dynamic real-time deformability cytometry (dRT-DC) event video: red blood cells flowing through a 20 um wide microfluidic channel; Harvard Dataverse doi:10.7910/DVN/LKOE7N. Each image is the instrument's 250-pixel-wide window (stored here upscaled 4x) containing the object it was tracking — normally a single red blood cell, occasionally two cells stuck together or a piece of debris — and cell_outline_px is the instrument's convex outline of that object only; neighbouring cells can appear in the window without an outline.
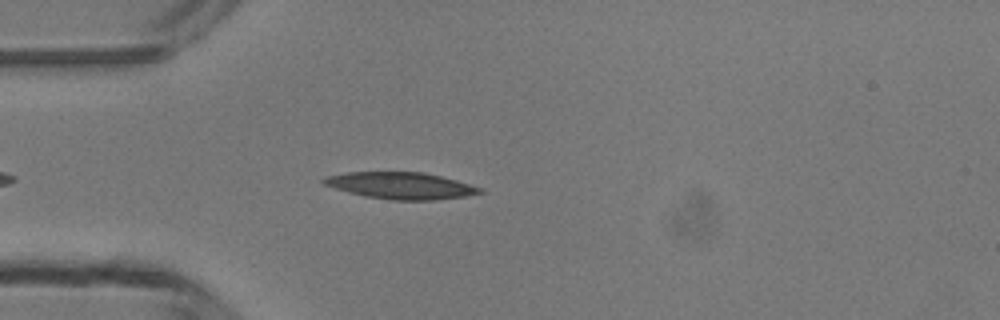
{"species": "common noctule bat (a hibernating species)", "species_latin": "Nyctalus noctula", "temperature_condition": "room temperature", "stored_images_in_passage": 32, "camera_frame_rate_fps": 3000, "um_per_image_px": 0.085, "animal": {"sex": "male", "body_mass_g": 13.3}, "frame": {"image": 1, "passage_image": 1, "time_ms": 0.0, "image_size_px": [1000, 320], "cell_outline_px": [[484, 192], [464, 196], [432, 200], [392, 200], [364, 196], [348, 192], [324, 184], [320, 180], [324, 176], [348, 172], [424, 172], [456, 180], [480, 188]], "centroid_in_image_um": [34.01, 15.77], "position_along_channel_um": 51.0, "area_um2": 24.1}}
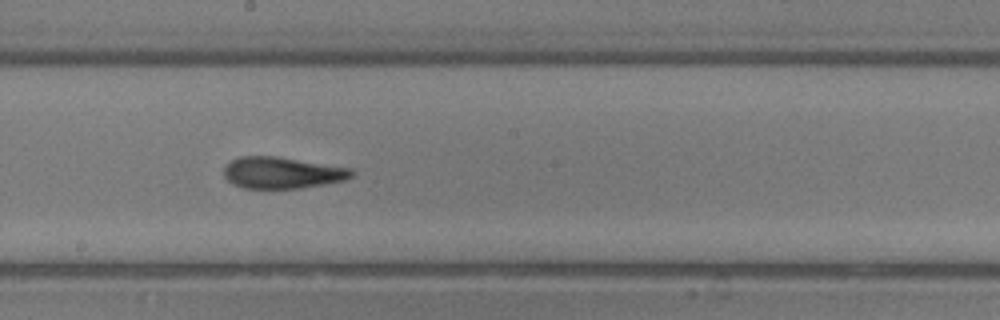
{"frame": {"image": 2, "passage_image": 14, "time_ms": 4.333, "image_size_px": [1000, 320], "cell_outline_px": [[356, 172], [352, 176], [344, 180], [324, 184], [300, 188], [244, 188], [232, 184], [224, 176], [224, 168], [232, 160], [240, 156], [276, 156], [352, 168]], "centroid_in_image_um": [23.99, 14.68], "position_along_channel_um": 224.2, "area_um2": 23.41}}
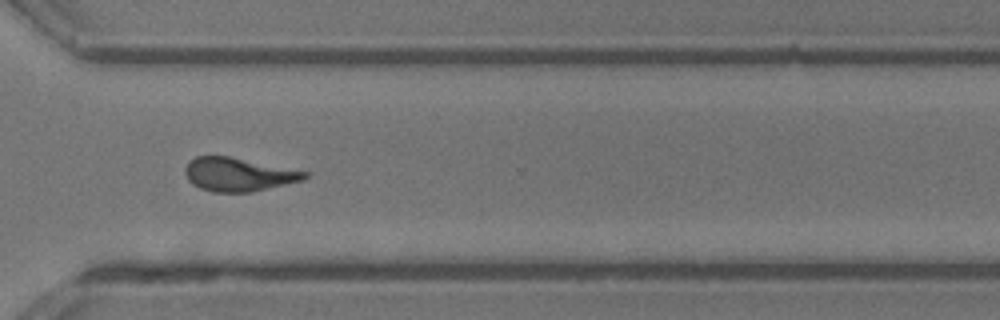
{"frame": {"image": 3, "passage_image": 23, "time_ms": 7.333, "image_size_px": [1000, 320], "cell_outline_px": [[308, 176], [304, 180], [252, 192], [212, 192], [200, 188], [192, 184], [188, 180], [184, 172], [184, 168], [196, 156], [228, 156], [308, 172]], "centroid_in_image_um": [20.25, 14.84], "position_along_channel_um": 350.4, "area_um2": 23.18}, "authors_computed_cell_mechanics": {"area_um2": 23.1778, "velocity_mm_per_s": 4.2267, "shape_relaxation_time_tau1_ms": 5.8701, "shape_relaxation_time_tau2_ms": 2.7076, "deformation_change_tau1": 0.1853, "deformation_change_tau2": 0.1247}}